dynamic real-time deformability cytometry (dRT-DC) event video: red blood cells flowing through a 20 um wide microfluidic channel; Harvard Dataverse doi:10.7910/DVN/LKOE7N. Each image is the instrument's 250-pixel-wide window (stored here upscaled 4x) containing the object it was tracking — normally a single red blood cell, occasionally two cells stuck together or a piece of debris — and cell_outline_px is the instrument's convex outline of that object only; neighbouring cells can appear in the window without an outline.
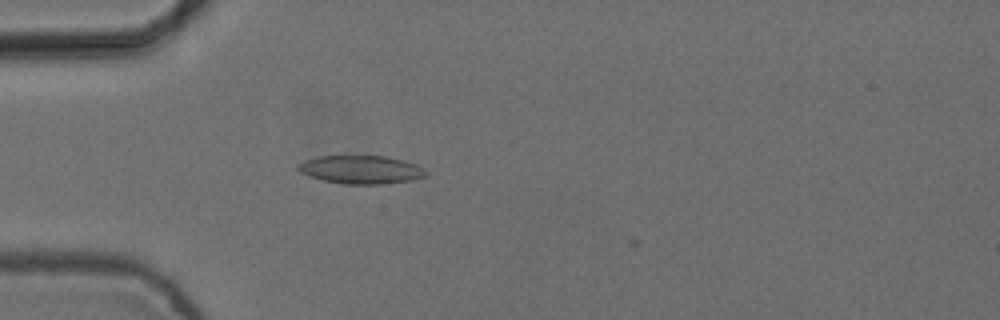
{"species": "common noctule bat (a hibernating species)", "species_latin": "Nyctalus noctula", "temperature_condition": "cold", "stored_images_in_passage": 5, "camera_frame_rate_fps": 3000, "um_per_image_px": 0.085, "animal": {"sex": "female", "body_mass_g": 24.6, "forearm_length_mm": 56.2}, "frame": {"image": 1, "passage_image": 4, "time_ms": 1.0, "image_size_px": [1000, 320], "cell_outline_px": [[428, 176], [412, 180], [380, 184], [344, 184], [324, 180], [300, 172], [296, 168], [296, 164], [304, 160], [320, 156], [344, 152], [384, 156], [416, 164], [424, 168], [428, 172]], "centroid_in_image_um": [30.66, 14.36], "position_along_channel_um": 54.3, "area_um2": 21.91}}